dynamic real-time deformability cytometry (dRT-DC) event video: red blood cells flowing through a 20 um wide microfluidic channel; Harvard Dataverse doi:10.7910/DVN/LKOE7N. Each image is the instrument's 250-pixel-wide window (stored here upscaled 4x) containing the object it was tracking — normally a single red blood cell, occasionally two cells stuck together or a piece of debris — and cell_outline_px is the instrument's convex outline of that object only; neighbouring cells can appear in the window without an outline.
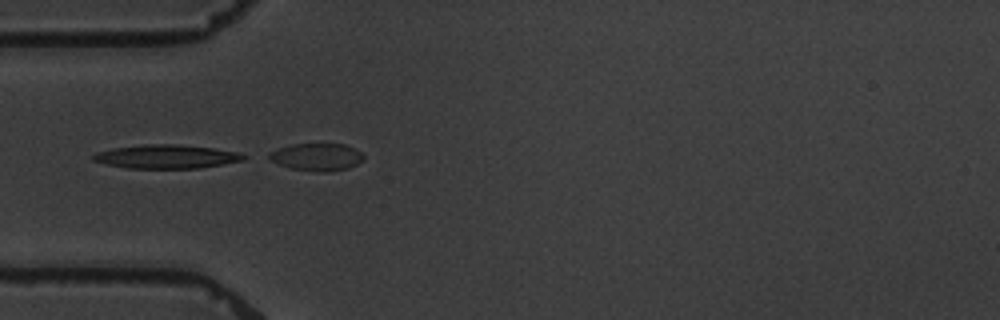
{"species": "common noctule bat (a hibernating species)", "species_latin": "Nyctalus noctula", "temperature_condition": "warm", "stored_images_in_passage": 4, "camera_frame_rate_fps": 3000, "um_per_image_px": 0.085, "animal": {"sex": "male", "body_mass_g": 19.5, "forearm_length_mm": 54.6}, "frame": {"image": 1, "passage_image": 4, "time_ms": 3.333, "image_size_px": [1000, 320], "cell_outline_px": [[364, 160], [348, 168], [324, 172], [320, 172], [288, 168], [268, 160], [260, 156], [268, 152], [292, 144], [344, 144], [360, 152], [364, 156]], "centroid_in_image_um": [26.82, 13.35], "position_along_channel_um": 58.2, "area_um2": 15.32}}